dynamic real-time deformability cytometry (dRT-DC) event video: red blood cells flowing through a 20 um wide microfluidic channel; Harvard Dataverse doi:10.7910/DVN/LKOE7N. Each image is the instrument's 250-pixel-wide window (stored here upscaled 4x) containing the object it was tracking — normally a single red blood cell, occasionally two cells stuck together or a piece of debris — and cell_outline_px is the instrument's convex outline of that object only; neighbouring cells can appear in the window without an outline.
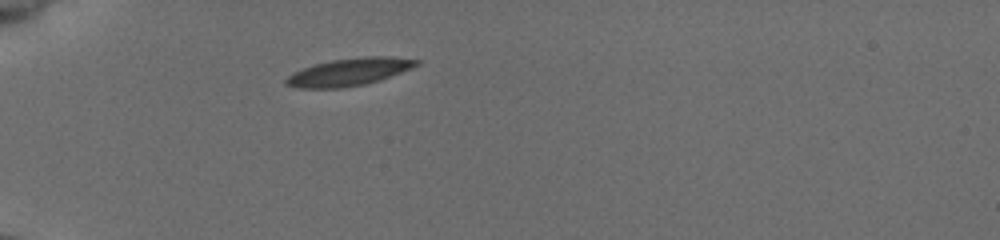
{"species": "common noctule bat (a hibernating species)", "species_latin": "Nyctalus noctula", "temperature_condition": "cold", "stored_images_in_passage": 38, "camera_frame_rate_fps": 3000, "um_per_image_px": 0.085, "animal": {"sex": "female", "body_mass_g": 19.5, "forearm_length_mm": 54.1}, "frame": {"image": 1, "passage_image": 1, "time_ms": 0.0, "image_size_px": [1000, 240], "cell_outline_px": [[420, 64], [412, 68], [380, 80], [364, 84], [340, 88], [296, 88], [284, 84], [284, 80], [292, 72], [316, 64], [332, 60], [364, 56], [388, 56], [420, 60]], "centroid_in_image_um": [29.67, 6.12], "position_along_channel_um": 55.3, "area_um2": 20.87}}
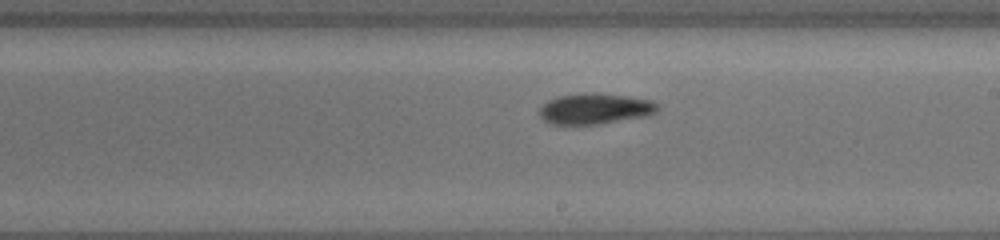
{"frame": {"image": 2, "passage_image": 17, "time_ms": 5.333, "image_size_px": [1000, 240], "cell_outline_px": [[660, 108], [656, 112], [644, 116], [596, 124], [552, 124], [544, 120], [540, 116], [540, 108], [548, 100], [560, 96], [592, 92], [596, 92], [628, 96], [652, 100], [660, 104]], "centroid_in_image_um": [50.61, 9.23], "position_along_channel_um": 238.4, "area_um2": 21.04}}
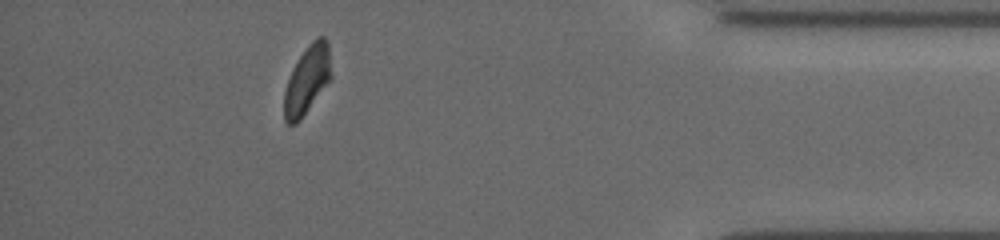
{"frame": {"image": 3, "passage_image": 33, "time_ms": 10.667, "image_size_px": [1000, 240], "cell_outline_px": [[332, 76], [300, 120], [296, 124], [288, 124], [284, 120], [284, 92], [288, 80], [300, 56], [308, 44], [316, 36], [324, 36], [328, 40]], "centroid_in_image_um": [26.12, 6.76], "position_along_channel_um": 409.1, "area_um2": 18.44}, "authors_computed_cell_mechanics": {"area_um2": 20.4323, "velocity_mm_per_s": 3.8509, "shape_relaxation_time_tau1_ms": 5.3461, "shape_relaxation_time_tau2_ms": null, "deformation_change_tau1": 0.1574, "deformation_change_tau2": null}}